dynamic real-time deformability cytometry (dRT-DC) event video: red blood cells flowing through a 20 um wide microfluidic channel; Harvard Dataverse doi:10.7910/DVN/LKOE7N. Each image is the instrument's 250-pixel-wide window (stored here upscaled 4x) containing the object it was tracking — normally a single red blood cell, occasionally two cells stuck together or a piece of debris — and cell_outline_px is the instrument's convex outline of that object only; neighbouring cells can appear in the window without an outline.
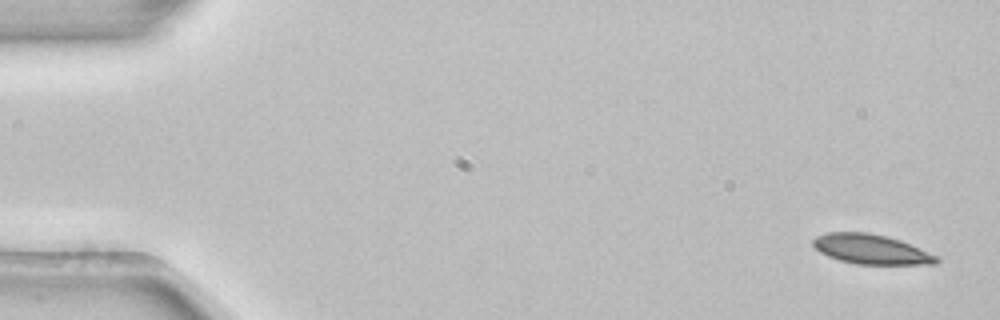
{"species": "common noctule bat (a hibernating species)", "species_latin": "Nyctalus noctula", "temperature_condition": "room temperature", "stored_images_in_passage": 4, "camera_frame_rate_fps": 3000, "um_per_image_px": 0.085, "animal": {"sex": "female", "body_mass_g": 22.7, "forearm_length_mm": 54.2}, "frame": {"image": 1, "passage_image": 1, "time_ms": 0.0, "image_size_px": [1000, 320], "cell_outline_px": [[940, 260], [936, 264], [856, 264], [840, 260], [828, 256], [820, 252], [812, 244], [812, 240], [816, 236], [828, 232], [868, 232], [900, 240], [936, 256]], "centroid_in_image_um": [74.0, 21.18], "position_along_channel_um": 11.0, "area_um2": 21.1}}
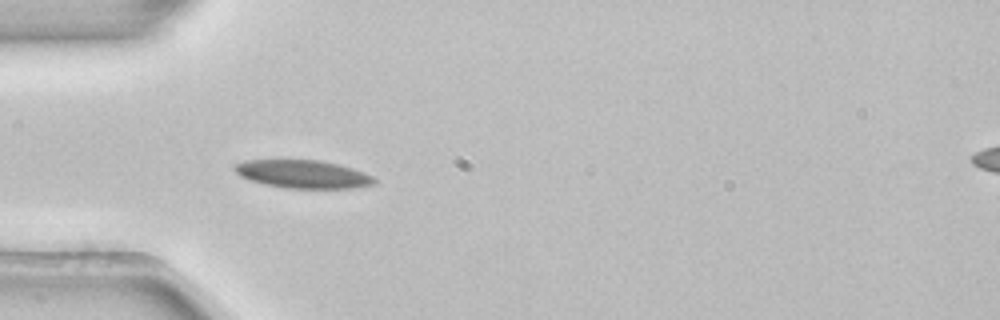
{"frame": {"image": 2, "passage_image": 4, "time_ms": 1.0, "image_size_px": [1000, 320], "cell_outline_px": [[376, 180], [372, 184], [352, 188], [284, 188], [264, 184], [240, 176], [232, 168], [232, 164], [248, 160], [320, 160], [340, 164], [364, 172], [372, 176]], "centroid_in_image_um": [25.72, 14.79], "position_along_channel_um": 59.3, "area_um2": 22.83}}